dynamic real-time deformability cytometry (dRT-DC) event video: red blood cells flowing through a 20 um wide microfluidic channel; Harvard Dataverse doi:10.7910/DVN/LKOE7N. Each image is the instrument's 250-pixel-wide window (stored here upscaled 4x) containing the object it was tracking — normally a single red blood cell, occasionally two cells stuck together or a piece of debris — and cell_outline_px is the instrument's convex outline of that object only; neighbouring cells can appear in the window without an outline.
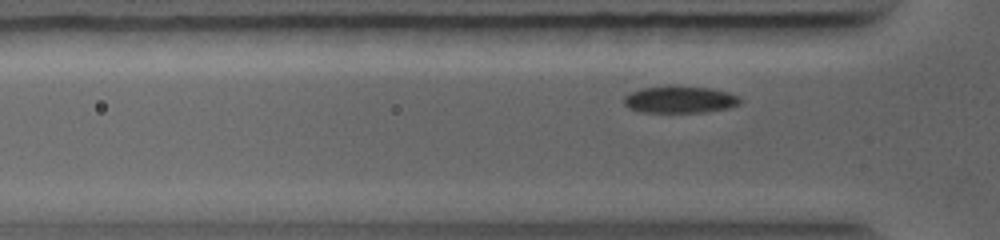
{"species": "common noctule bat (a hibernating species)", "species_latin": "Nyctalus noctula", "temperature_condition": "warm", "stored_images_in_passage": 45, "camera_frame_rate_fps": 5000, "um_per_image_px": 0.085, "animal": {"sex": "female", "body_mass_g": 19.0, "forearm_length_mm": 56.7}, "frame": {"image": 1, "passage_image": 8, "time_ms": 1.6, "image_size_px": [1000, 240], "cell_outline_px": [[744, 100], [740, 104], [728, 108], [704, 112], [640, 112], [628, 108], [624, 104], [624, 96], [640, 88], [672, 84], [676, 84], [708, 88], [728, 92], [740, 96]], "centroid_in_image_um": [57.8, 8.44], "position_along_channel_um": 68.0, "area_um2": 18.79}}
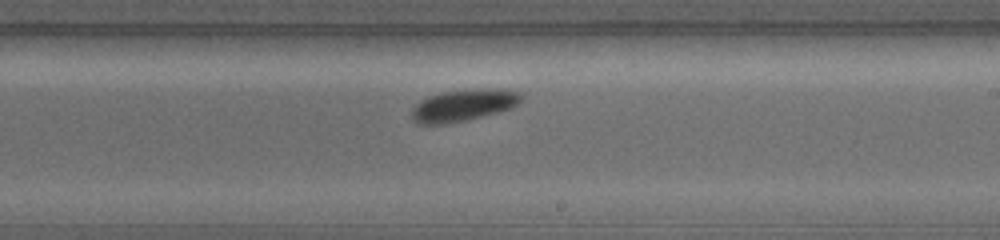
{"frame": {"image": 2, "passage_image": 27, "time_ms": 5.2, "image_size_px": [1000, 240], "cell_outline_px": [[524, 96], [512, 108], [448, 124], [416, 124], [412, 120], [412, 108], [420, 100], [428, 96], [440, 92], [488, 88], [500, 88], [520, 92]], "centroid_in_image_um": [39.36, 8.94], "position_along_channel_um": 249.6, "area_um2": 20.29}}
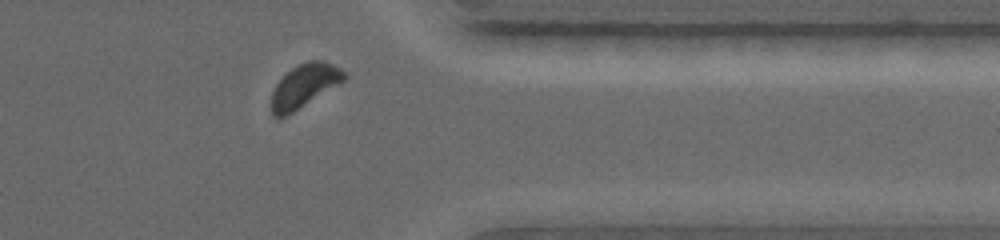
{"frame": {"image": 3, "passage_image": 41, "time_ms": 8.0, "image_size_px": [1000, 240], "cell_outline_px": [[348, 76], [344, 80], [292, 112], [284, 116], [272, 116], [272, 92], [276, 84], [292, 68], [308, 60], [324, 60], [340, 68]], "centroid_in_image_um": [25.88, 7.26], "position_along_channel_um": 385.5, "area_um2": 17.74}}